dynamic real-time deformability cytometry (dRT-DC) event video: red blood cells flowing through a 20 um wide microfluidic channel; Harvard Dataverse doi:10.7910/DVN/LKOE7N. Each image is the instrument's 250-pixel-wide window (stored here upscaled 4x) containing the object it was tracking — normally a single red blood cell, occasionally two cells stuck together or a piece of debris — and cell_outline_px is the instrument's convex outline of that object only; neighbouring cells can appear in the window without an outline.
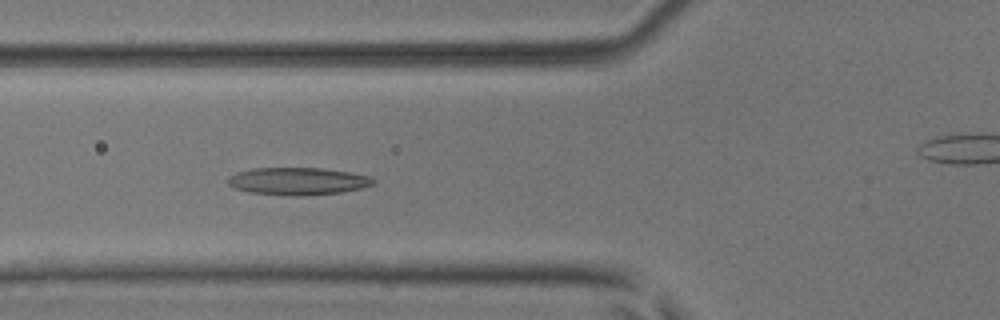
{"species": "common noctule bat (a hibernating species)", "species_latin": "Nyctalus noctula", "temperature_condition": "room temperature", "stored_images_in_passage": 8, "camera_frame_rate_fps": 3000, "um_per_image_px": 0.085, "animal": {"sex": "male", "body_mass_g": 17.9, "forearm_length_mm": 54.2}, "frame": {"image": 1, "passage_image": 5, "time_ms": 1.333, "image_size_px": [1000, 320], "cell_outline_px": [[376, 184], [360, 188], [340, 192], [296, 196], [292, 196], [248, 192], [236, 188], [228, 184], [228, 176], [236, 172], [252, 168], [324, 168], [372, 176], [376, 180]], "centroid_in_image_um": [25.33, 15.39], "position_along_channel_um": 100.5, "area_um2": 23.29}}
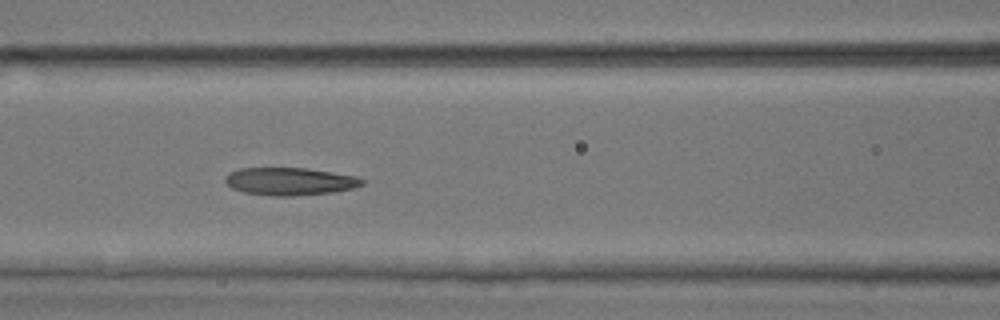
{"frame": {"image": 2, "passage_image": 6, "time_ms": 1.667, "image_size_px": [1000, 320], "cell_outline_px": [[364, 184], [352, 188], [332, 192], [292, 196], [272, 196], [244, 192], [232, 188], [224, 180], [228, 172], [240, 168], [308, 168], [356, 176], [364, 180]], "centroid_in_image_um": [24.62, 15.41], "position_along_channel_um": 142.0, "area_um2": 22.02}}
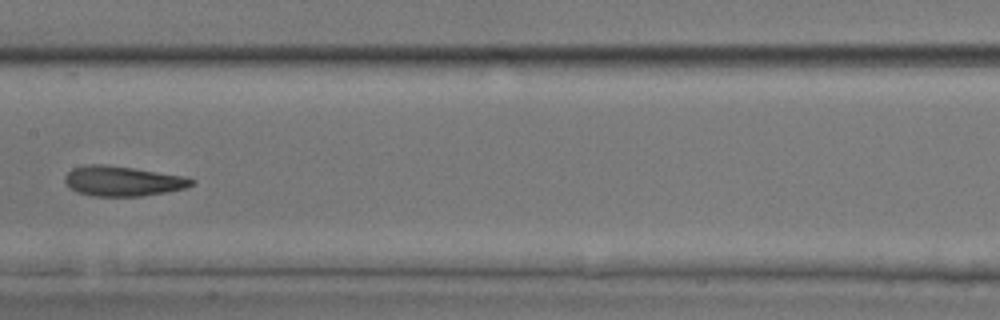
{"frame": {"image": 3, "passage_image": 7, "time_ms": 2.0, "image_size_px": [1000, 320], "cell_outline_px": [[196, 180], [192, 184], [184, 188], [164, 192], [140, 196], [92, 196], [76, 192], [64, 180], [64, 176], [72, 168], [88, 164], [104, 164], [188, 176]], "centroid_in_image_um": [10.43, 15.38], "position_along_channel_um": 197.0, "area_um2": 22.08}}